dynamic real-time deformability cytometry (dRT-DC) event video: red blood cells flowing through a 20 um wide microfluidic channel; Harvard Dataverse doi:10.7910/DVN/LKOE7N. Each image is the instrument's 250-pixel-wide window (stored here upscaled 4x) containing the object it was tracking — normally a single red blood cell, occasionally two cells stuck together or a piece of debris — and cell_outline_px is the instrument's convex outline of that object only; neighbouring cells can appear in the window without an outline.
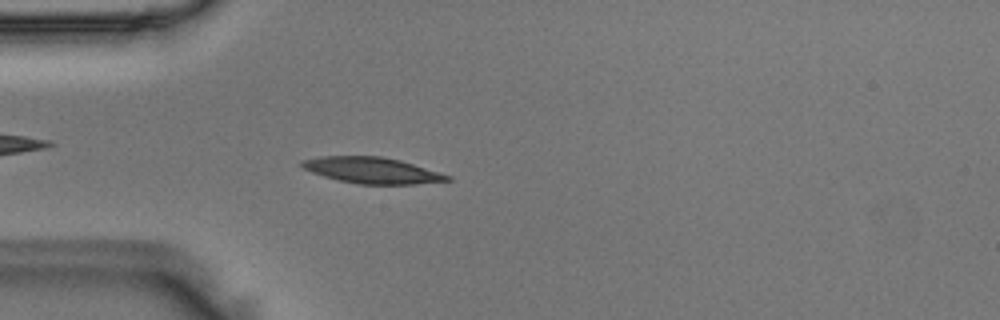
{"species": "Egyptian fruit bat (a non-hibernating species)", "species_latin": "Rousettus aegyptiacus", "temperature_condition": "room temperature", "stored_images_in_passage": 43, "camera_frame_rate_fps": 3000, "um_per_image_px": 0.085, "animal": {"sex": "male"}, "frame": {"image": 1, "passage_image": 7, "time_ms": 2.0, "image_size_px": [1000, 320], "cell_outline_px": [[452, 180], [416, 184], [360, 184], [340, 180], [324, 176], [312, 172], [304, 168], [300, 164], [300, 160], [320, 156], [380, 156], [400, 160], [440, 172], [452, 176]], "centroid_in_image_um": [31.64, 14.47], "position_along_channel_um": 53.4, "area_um2": 22.02}}
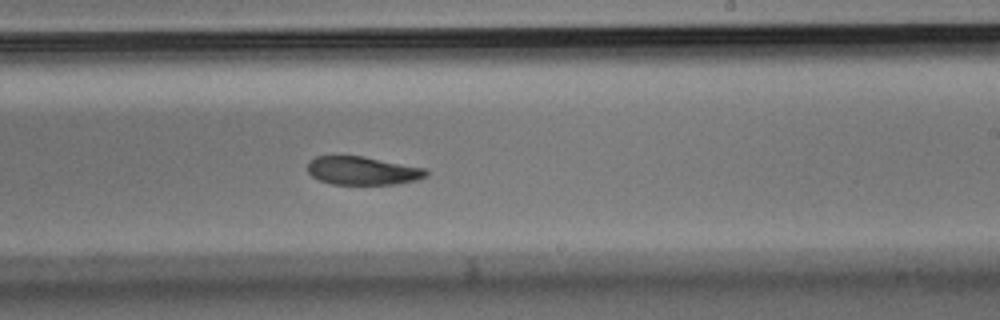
{"frame": {"image": 2, "passage_image": 23, "time_ms": 7.333, "image_size_px": [1000, 320], "cell_outline_px": [[428, 176], [416, 180], [396, 184], [332, 184], [320, 180], [312, 176], [308, 172], [308, 160], [316, 156], [364, 156], [424, 168], [428, 172]], "centroid_in_image_um": [30.81, 14.5], "position_along_channel_um": 258.2, "area_um2": 19.54}}
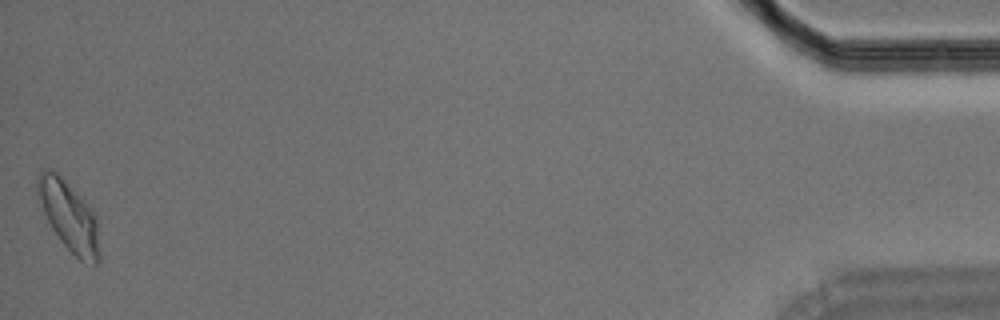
{"frame": {"image": 3, "passage_image": 43, "time_ms": 14.0, "image_size_px": [1000, 320], "cell_outline_px": [[100, 260], [96, 264], [92, 264], [80, 260], [60, 240], [52, 228], [44, 212], [40, 200], [36, 184], [36, 176], [44, 168], [56, 172], [92, 208], [96, 216], [100, 256]], "centroid_in_image_um": [5.88, 18.38], "position_along_channel_um": 429.3, "area_um2": 24.74}}